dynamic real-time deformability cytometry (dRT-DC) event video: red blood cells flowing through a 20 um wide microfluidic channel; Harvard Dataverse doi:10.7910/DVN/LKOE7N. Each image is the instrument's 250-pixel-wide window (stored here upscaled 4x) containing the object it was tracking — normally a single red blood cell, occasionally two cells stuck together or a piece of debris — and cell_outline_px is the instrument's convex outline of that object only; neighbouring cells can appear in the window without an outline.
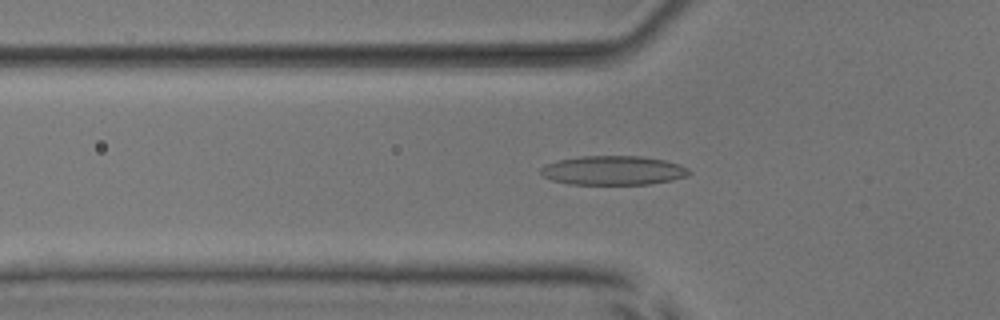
{"species": "common noctule bat (a hibernating species)", "species_latin": "Nyctalus noctula", "temperature_condition": "room temperature", "stored_images_in_passage": 50, "camera_frame_rate_fps": 3000, "um_per_image_px": 0.085, "animal": {"sex": "male", "body_mass_g": 17.9, "forearm_length_mm": 54.2}, "frame": {"image": 1, "passage_image": 16, "time_ms": 5.0, "image_size_px": [1000, 320], "cell_outline_px": [[692, 172], [688, 176], [672, 180], [648, 184], [568, 184], [552, 180], [544, 176], [540, 172], [540, 168], [544, 164], [556, 160], [580, 156], [640, 156], [664, 160], [680, 164], [688, 168]], "centroid_in_image_um": [52.12, 14.48], "position_along_channel_um": 73.7, "area_um2": 25.37}}
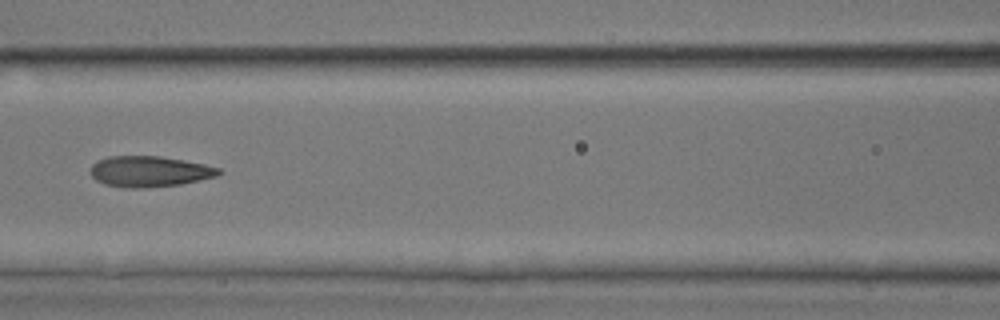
{"frame": {"image": 2, "passage_image": 22, "time_ms": 7.0, "image_size_px": [1000, 320], "cell_outline_px": [[224, 172], [216, 176], [180, 184], [144, 188], [124, 188], [104, 184], [96, 180], [92, 176], [92, 164], [96, 160], [108, 156], [160, 156], [204, 164], [220, 168]], "centroid_in_image_um": [12.69, 14.57], "position_along_channel_um": 153.9, "area_um2": 23.0}}
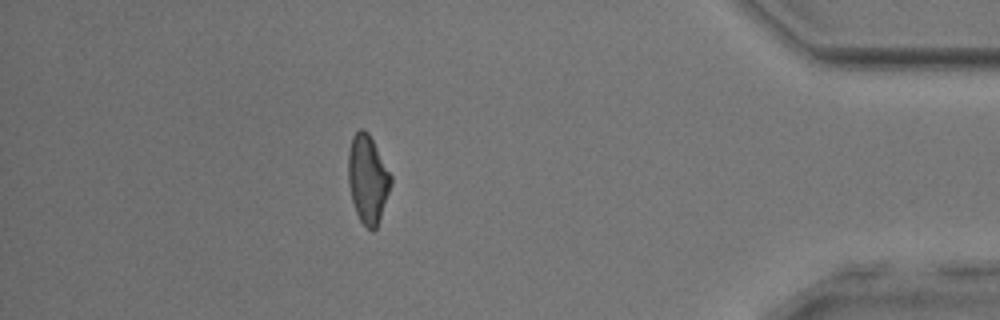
{"frame": {"image": 3, "passage_image": 44, "time_ms": 14.333, "image_size_px": [1000, 320], "cell_outline_px": [[392, 184], [376, 228], [372, 232], [360, 220], [356, 212], [352, 200], [348, 184], [348, 152], [352, 136], [360, 128], [364, 128], [368, 132], [392, 176]], "centroid_in_image_um": [31.25, 15.2], "position_along_channel_um": 404.0, "area_um2": 21.85}, "authors_computed_cell_mechanics": {"area_um2": 22.6865, "velocity_mm_per_s": 3.9918, "shape_relaxation_time_tau1_ms": 4.7033, "shape_relaxation_time_tau2_ms": 1.3611, "deformation_change_tau1": 0.1684, "deformation_change_tau2": 0.0826}}